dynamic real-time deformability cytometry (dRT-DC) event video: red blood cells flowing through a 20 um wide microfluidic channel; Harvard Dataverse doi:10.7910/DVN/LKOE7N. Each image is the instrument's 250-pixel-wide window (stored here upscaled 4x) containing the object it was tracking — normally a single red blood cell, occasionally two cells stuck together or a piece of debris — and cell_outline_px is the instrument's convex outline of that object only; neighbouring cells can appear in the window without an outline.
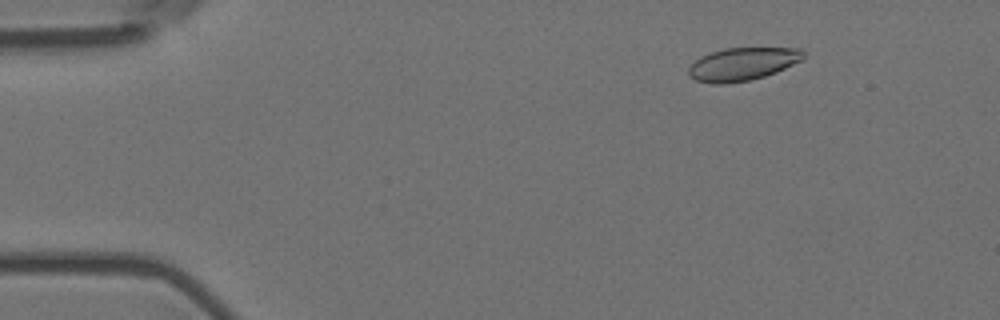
{"species": "Egyptian fruit bat (a non-hibernating species)", "species_latin": "Rousettus aegyptiacus", "temperature_condition": "room temperature", "stored_images_in_passage": 11, "camera_frame_rate_fps": 3000, "um_per_image_px": 0.085, "animal": {"sex": "female"}, "frame": {"image": 1, "passage_image": 2, "time_ms": 0.333, "image_size_px": [1000, 320], "cell_outline_px": [[804, 60], [776, 72], [764, 76], [748, 80], [724, 84], [712, 84], [696, 80], [688, 76], [688, 68], [700, 56], [724, 48], [804, 48]], "centroid_in_image_um": [63.13, 5.44], "position_along_channel_um": 21.9, "area_um2": 22.14}}
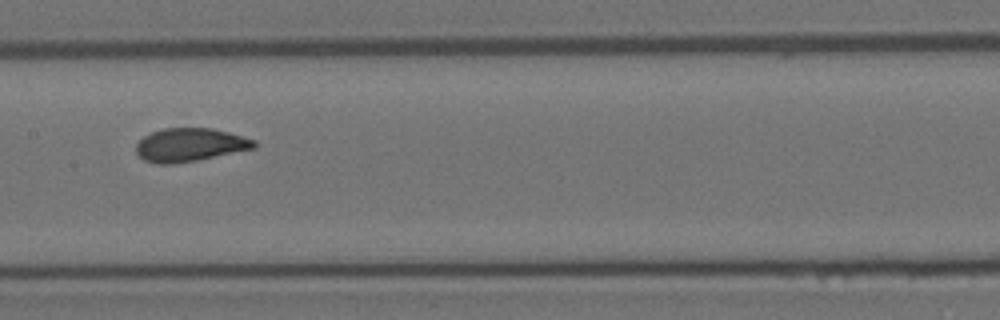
{"frame": {"image": 2, "passage_image": 8, "time_ms": 2.333, "image_size_px": [1000, 320], "cell_outline_px": [[256, 148], [196, 160], [172, 164], [156, 164], [144, 160], [136, 152], [136, 144], [144, 136], [152, 132], [164, 128], [212, 128], [228, 132], [256, 140]], "centroid_in_image_um": [16.14, 12.31], "position_along_channel_um": 191.3, "area_um2": 22.83}}
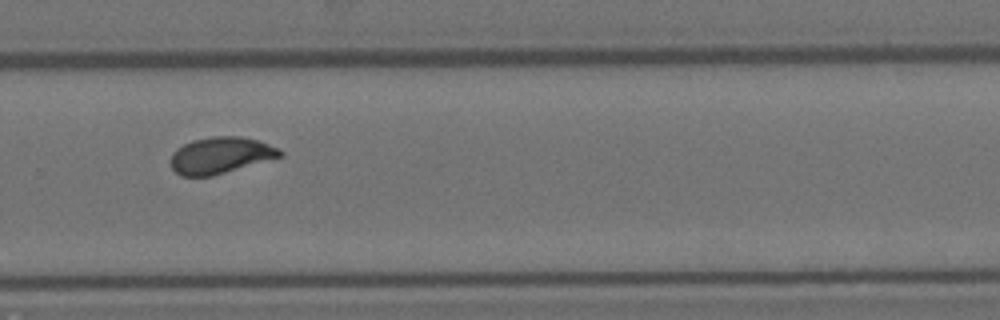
{"frame": {"image": 3, "passage_image": 11, "time_ms": 3.333, "image_size_px": [1000, 320], "cell_outline_px": [[284, 156], [212, 176], [180, 176], [172, 168], [172, 152], [176, 148], [192, 140], [212, 136], [240, 136], [256, 140], [280, 148], [284, 152]], "centroid_in_image_um": [18.77, 13.2], "position_along_channel_um": 311.0, "area_um2": 23.29}}